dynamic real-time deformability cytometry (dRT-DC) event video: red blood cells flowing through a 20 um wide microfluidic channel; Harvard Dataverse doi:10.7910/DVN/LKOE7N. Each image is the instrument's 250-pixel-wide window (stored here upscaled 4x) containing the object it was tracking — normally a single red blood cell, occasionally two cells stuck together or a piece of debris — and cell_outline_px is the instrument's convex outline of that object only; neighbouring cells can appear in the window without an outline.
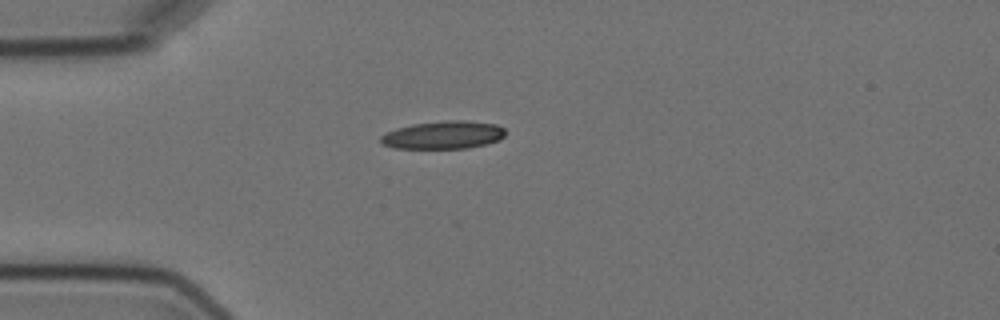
{"species": "Egyptian fruit bat (a non-hibernating species)", "species_latin": "Rousettus aegyptiacus", "temperature_condition": "cold", "stored_images_in_passage": 4, "camera_frame_rate_fps": 3000, "um_per_image_px": 0.085, "animal": {"sex": "female"}, "frame": {"image": 1, "passage_image": 1, "time_ms": 0.0, "image_size_px": [1000, 320], "cell_outline_px": [[508, 132], [500, 140], [468, 148], [392, 148], [384, 144], [380, 140], [380, 136], [396, 128], [412, 124], [448, 120], [468, 120], [496, 124], [504, 128]], "centroid_in_image_um": [37.73, 11.46], "position_along_channel_um": 47.3, "area_um2": 20.35}}
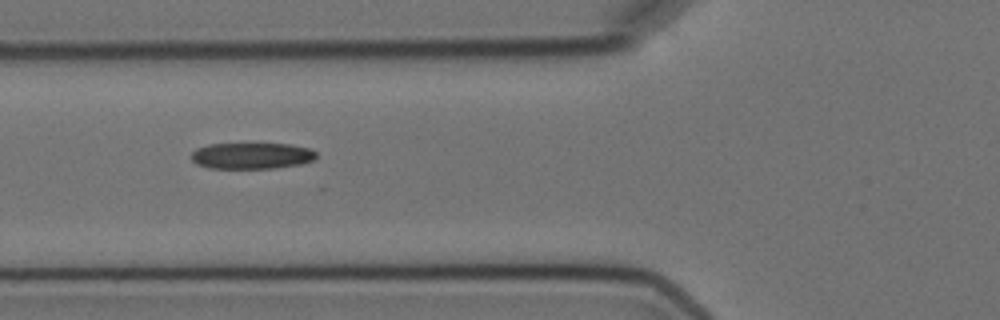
{"frame": {"image": 2, "passage_image": 3, "time_ms": 2.0, "image_size_px": [1000, 320], "cell_outline_px": [[316, 160], [300, 164], [276, 168], [208, 168], [196, 164], [192, 160], [192, 152], [196, 148], [208, 144], [288, 144], [308, 148], [316, 152]], "centroid_in_image_um": [21.39, 13.24], "position_along_channel_um": 104.4, "area_um2": 19.13}}
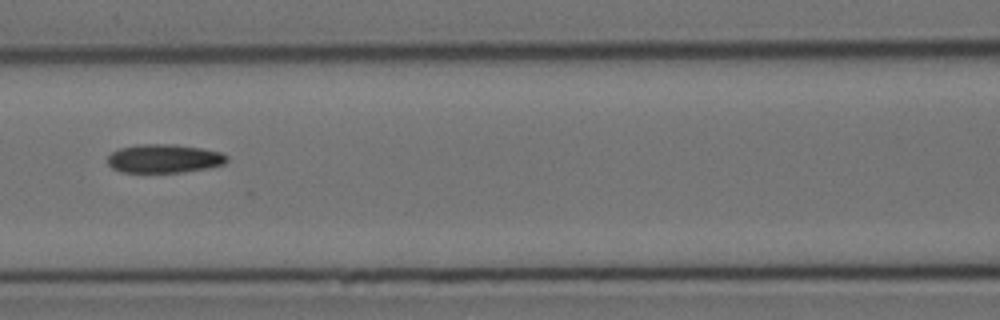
{"frame": {"image": 3, "passage_image": 4, "time_ms": 3.333, "image_size_px": [1000, 320], "cell_outline_px": [[228, 160], [224, 164], [208, 168], [184, 172], [120, 172], [112, 168], [108, 164], [108, 156], [112, 152], [120, 148], [136, 144], [176, 144], [204, 148], [220, 152], [228, 156]], "centroid_in_image_um": [13.96, 13.47], "position_along_channel_um": 152.6, "area_um2": 20.11}}